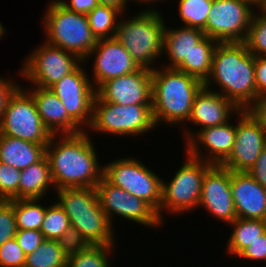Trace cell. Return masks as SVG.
<instances>
[{
	"label": "cell",
	"mask_w": 266,
	"mask_h": 267,
	"mask_svg": "<svg viewBox=\"0 0 266 267\" xmlns=\"http://www.w3.org/2000/svg\"><path fill=\"white\" fill-rule=\"evenodd\" d=\"M85 132L62 134L59 144L54 143L57 136H51L45 148V156L49 162L55 190L96 188L103 178L104 168L98 166L99 159L94 145Z\"/></svg>",
	"instance_id": "6da1fadb"
},
{
	"label": "cell",
	"mask_w": 266,
	"mask_h": 267,
	"mask_svg": "<svg viewBox=\"0 0 266 267\" xmlns=\"http://www.w3.org/2000/svg\"><path fill=\"white\" fill-rule=\"evenodd\" d=\"M196 133H187V154L196 159L205 160L213 165H221L230 155L235 143L236 125H230L229 122L208 128L199 129ZM195 138V139H194ZM199 142V143H198ZM197 144L204 145L209 149V157L202 158L200 147Z\"/></svg>",
	"instance_id": "d6986e66"
},
{
	"label": "cell",
	"mask_w": 266,
	"mask_h": 267,
	"mask_svg": "<svg viewBox=\"0 0 266 267\" xmlns=\"http://www.w3.org/2000/svg\"><path fill=\"white\" fill-rule=\"evenodd\" d=\"M80 62L74 53L44 42L28 56L21 74L36 87L50 88L73 72Z\"/></svg>",
	"instance_id": "8fae6325"
},
{
	"label": "cell",
	"mask_w": 266,
	"mask_h": 267,
	"mask_svg": "<svg viewBox=\"0 0 266 267\" xmlns=\"http://www.w3.org/2000/svg\"><path fill=\"white\" fill-rule=\"evenodd\" d=\"M46 146L0 135V162L20 170L25 169L45 156Z\"/></svg>",
	"instance_id": "603a6c76"
},
{
	"label": "cell",
	"mask_w": 266,
	"mask_h": 267,
	"mask_svg": "<svg viewBox=\"0 0 266 267\" xmlns=\"http://www.w3.org/2000/svg\"><path fill=\"white\" fill-rule=\"evenodd\" d=\"M53 185L51 170L46 156L35 164L21 170L19 199L41 200L47 188Z\"/></svg>",
	"instance_id": "d4e9b609"
},
{
	"label": "cell",
	"mask_w": 266,
	"mask_h": 267,
	"mask_svg": "<svg viewBox=\"0 0 266 267\" xmlns=\"http://www.w3.org/2000/svg\"><path fill=\"white\" fill-rule=\"evenodd\" d=\"M182 28V29H181ZM165 27L163 50L168 53L171 61L166 68H176L185 57H188L194 45L199 43L206 35L203 30L183 26L180 29L170 30Z\"/></svg>",
	"instance_id": "cb8c5ba5"
},
{
	"label": "cell",
	"mask_w": 266,
	"mask_h": 267,
	"mask_svg": "<svg viewBox=\"0 0 266 267\" xmlns=\"http://www.w3.org/2000/svg\"><path fill=\"white\" fill-rule=\"evenodd\" d=\"M231 191L237 218L266 220V187L248 172L231 171Z\"/></svg>",
	"instance_id": "ffe728a7"
},
{
	"label": "cell",
	"mask_w": 266,
	"mask_h": 267,
	"mask_svg": "<svg viewBox=\"0 0 266 267\" xmlns=\"http://www.w3.org/2000/svg\"><path fill=\"white\" fill-rule=\"evenodd\" d=\"M21 170L0 162V200L19 199Z\"/></svg>",
	"instance_id": "e575fe53"
},
{
	"label": "cell",
	"mask_w": 266,
	"mask_h": 267,
	"mask_svg": "<svg viewBox=\"0 0 266 267\" xmlns=\"http://www.w3.org/2000/svg\"><path fill=\"white\" fill-rule=\"evenodd\" d=\"M98 4L117 9L120 13L125 10L127 0H97Z\"/></svg>",
	"instance_id": "bcb514c9"
},
{
	"label": "cell",
	"mask_w": 266,
	"mask_h": 267,
	"mask_svg": "<svg viewBox=\"0 0 266 267\" xmlns=\"http://www.w3.org/2000/svg\"><path fill=\"white\" fill-rule=\"evenodd\" d=\"M242 1H245L253 6L257 5L258 8H261L265 0H242Z\"/></svg>",
	"instance_id": "7dc6e473"
},
{
	"label": "cell",
	"mask_w": 266,
	"mask_h": 267,
	"mask_svg": "<svg viewBox=\"0 0 266 267\" xmlns=\"http://www.w3.org/2000/svg\"><path fill=\"white\" fill-rule=\"evenodd\" d=\"M119 22L115 38L126 48L139 67L153 70V61L165 53V24L159 11L146 9L130 20Z\"/></svg>",
	"instance_id": "5b68a950"
},
{
	"label": "cell",
	"mask_w": 266,
	"mask_h": 267,
	"mask_svg": "<svg viewBox=\"0 0 266 267\" xmlns=\"http://www.w3.org/2000/svg\"><path fill=\"white\" fill-rule=\"evenodd\" d=\"M94 53L97 56L92 81L98 88L107 80L133 73L140 68L115 37L98 39L88 58Z\"/></svg>",
	"instance_id": "ac0fdd59"
},
{
	"label": "cell",
	"mask_w": 266,
	"mask_h": 267,
	"mask_svg": "<svg viewBox=\"0 0 266 267\" xmlns=\"http://www.w3.org/2000/svg\"><path fill=\"white\" fill-rule=\"evenodd\" d=\"M38 199H15L13 209L17 229L40 230L46 207L38 205Z\"/></svg>",
	"instance_id": "f546056e"
},
{
	"label": "cell",
	"mask_w": 266,
	"mask_h": 267,
	"mask_svg": "<svg viewBox=\"0 0 266 267\" xmlns=\"http://www.w3.org/2000/svg\"><path fill=\"white\" fill-rule=\"evenodd\" d=\"M15 239L25 255L35 249L45 240L40 230L17 229Z\"/></svg>",
	"instance_id": "f35d334b"
},
{
	"label": "cell",
	"mask_w": 266,
	"mask_h": 267,
	"mask_svg": "<svg viewBox=\"0 0 266 267\" xmlns=\"http://www.w3.org/2000/svg\"><path fill=\"white\" fill-rule=\"evenodd\" d=\"M254 77L258 100L266 96V56H255Z\"/></svg>",
	"instance_id": "60d3db41"
},
{
	"label": "cell",
	"mask_w": 266,
	"mask_h": 267,
	"mask_svg": "<svg viewBox=\"0 0 266 267\" xmlns=\"http://www.w3.org/2000/svg\"><path fill=\"white\" fill-rule=\"evenodd\" d=\"M187 157L169 184L162 181V200L157 212L161 221L164 208L177 214L198 207L204 176L213 164L189 154Z\"/></svg>",
	"instance_id": "ba28073f"
},
{
	"label": "cell",
	"mask_w": 266,
	"mask_h": 267,
	"mask_svg": "<svg viewBox=\"0 0 266 267\" xmlns=\"http://www.w3.org/2000/svg\"><path fill=\"white\" fill-rule=\"evenodd\" d=\"M260 11L254 14L244 43L255 56H266V12Z\"/></svg>",
	"instance_id": "836d02e7"
},
{
	"label": "cell",
	"mask_w": 266,
	"mask_h": 267,
	"mask_svg": "<svg viewBox=\"0 0 266 267\" xmlns=\"http://www.w3.org/2000/svg\"><path fill=\"white\" fill-rule=\"evenodd\" d=\"M178 2V15L184 22V26L201 29L205 33L213 0H179Z\"/></svg>",
	"instance_id": "4dcf8cb0"
},
{
	"label": "cell",
	"mask_w": 266,
	"mask_h": 267,
	"mask_svg": "<svg viewBox=\"0 0 266 267\" xmlns=\"http://www.w3.org/2000/svg\"><path fill=\"white\" fill-rule=\"evenodd\" d=\"M24 267H67V257L56 240L45 239L26 255Z\"/></svg>",
	"instance_id": "83f0119b"
},
{
	"label": "cell",
	"mask_w": 266,
	"mask_h": 267,
	"mask_svg": "<svg viewBox=\"0 0 266 267\" xmlns=\"http://www.w3.org/2000/svg\"><path fill=\"white\" fill-rule=\"evenodd\" d=\"M242 0H213L205 35L218 42H244L254 12Z\"/></svg>",
	"instance_id": "7c38bea8"
},
{
	"label": "cell",
	"mask_w": 266,
	"mask_h": 267,
	"mask_svg": "<svg viewBox=\"0 0 266 267\" xmlns=\"http://www.w3.org/2000/svg\"><path fill=\"white\" fill-rule=\"evenodd\" d=\"M101 208L112 224V217L118 214L146 227H156L161 221L157 211L144 200L124 189L109 183L104 177L96 186Z\"/></svg>",
	"instance_id": "9a60e30c"
},
{
	"label": "cell",
	"mask_w": 266,
	"mask_h": 267,
	"mask_svg": "<svg viewBox=\"0 0 266 267\" xmlns=\"http://www.w3.org/2000/svg\"><path fill=\"white\" fill-rule=\"evenodd\" d=\"M87 77L85 70L79 65L73 72L49 88L61 100L68 115L80 127L84 124L90 127L93 118L96 88Z\"/></svg>",
	"instance_id": "5bb4252c"
},
{
	"label": "cell",
	"mask_w": 266,
	"mask_h": 267,
	"mask_svg": "<svg viewBox=\"0 0 266 267\" xmlns=\"http://www.w3.org/2000/svg\"><path fill=\"white\" fill-rule=\"evenodd\" d=\"M217 44L218 41L205 36L194 45L188 57H185L175 69L194 76L204 83L210 75L213 54Z\"/></svg>",
	"instance_id": "484cf974"
},
{
	"label": "cell",
	"mask_w": 266,
	"mask_h": 267,
	"mask_svg": "<svg viewBox=\"0 0 266 267\" xmlns=\"http://www.w3.org/2000/svg\"><path fill=\"white\" fill-rule=\"evenodd\" d=\"M3 78L4 77H0V120L3 117L4 111L7 108V104L11 96L20 87L18 84L16 85L14 82Z\"/></svg>",
	"instance_id": "b9f144b4"
},
{
	"label": "cell",
	"mask_w": 266,
	"mask_h": 267,
	"mask_svg": "<svg viewBox=\"0 0 266 267\" xmlns=\"http://www.w3.org/2000/svg\"><path fill=\"white\" fill-rule=\"evenodd\" d=\"M119 15L117 9L100 4L87 14L92 34L97 40L115 37L118 24L116 18Z\"/></svg>",
	"instance_id": "f1b7e54d"
},
{
	"label": "cell",
	"mask_w": 266,
	"mask_h": 267,
	"mask_svg": "<svg viewBox=\"0 0 266 267\" xmlns=\"http://www.w3.org/2000/svg\"><path fill=\"white\" fill-rule=\"evenodd\" d=\"M4 32H5L4 26L0 22V38L3 36V34H5Z\"/></svg>",
	"instance_id": "c3c4849f"
},
{
	"label": "cell",
	"mask_w": 266,
	"mask_h": 267,
	"mask_svg": "<svg viewBox=\"0 0 266 267\" xmlns=\"http://www.w3.org/2000/svg\"><path fill=\"white\" fill-rule=\"evenodd\" d=\"M17 232L13 200H0V246L15 238Z\"/></svg>",
	"instance_id": "8d00e7d4"
},
{
	"label": "cell",
	"mask_w": 266,
	"mask_h": 267,
	"mask_svg": "<svg viewBox=\"0 0 266 267\" xmlns=\"http://www.w3.org/2000/svg\"><path fill=\"white\" fill-rule=\"evenodd\" d=\"M152 69L137 71L104 82L96 94L106 102L119 105L151 104Z\"/></svg>",
	"instance_id": "2e32d148"
},
{
	"label": "cell",
	"mask_w": 266,
	"mask_h": 267,
	"mask_svg": "<svg viewBox=\"0 0 266 267\" xmlns=\"http://www.w3.org/2000/svg\"><path fill=\"white\" fill-rule=\"evenodd\" d=\"M237 256L257 261L262 259L266 262V232L243 249Z\"/></svg>",
	"instance_id": "ab89813d"
},
{
	"label": "cell",
	"mask_w": 266,
	"mask_h": 267,
	"mask_svg": "<svg viewBox=\"0 0 266 267\" xmlns=\"http://www.w3.org/2000/svg\"><path fill=\"white\" fill-rule=\"evenodd\" d=\"M56 241L67 258L80 253L90 246L82 233L73 226H70Z\"/></svg>",
	"instance_id": "d590c367"
},
{
	"label": "cell",
	"mask_w": 266,
	"mask_h": 267,
	"mask_svg": "<svg viewBox=\"0 0 266 267\" xmlns=\"http://www.w3.org/2000/svg\"><path fill=\"white\" fill-rule=\"evenodd\" d=\"M44 16L46 42L77 55L82 61L96 45L87 15L67 9L59 0L49 4Z\"/></svg>",
	"instance_id": "8992f818"
},
{
	"label": "cell",
	"mask_w": 266,
	"mask_h": 267,
	"mask_svg": "<svg viewBox=\"0 0 266 267\" xmlns=\"http://www.w3.org/2000/svg\"><path fill=\"white\" fill-rule=\"evenodd\" d=\"M151 104L119 105L103 101L97 94L89 129L115 135H137L155 127Z\"/></svg>",
	"instance_id": "52a82bcc"
},
{
	"label": "cell",
	"mask_w": 266,
	"mask_h": 267,
	"mask_svg": "<svg viewBox=\"0 0 266 267\" xmlns=\"http://www.w3.org/2000/svg\"><path fill=\"white\" fill-rule=\"evenodd\" d=\"M235 143L221 166L235 172H247L266 147V130L249 110H239Z\"/></svg>",
	"instance_id": "4fadbf2b"
},
{
	"label": "cell",
	"mask_w": 266,
	"mask_h": 267,
	"mask_svg": "<svg viewBox=\"0 0 266 267\" xmlns=\"http://www.w3.org/2000/svg\"><path fill=\"white\" fill-rule=\"evenodd\" d=\"M233 110L236 113L240 109L219 91L203 86L195 96L188 121L201 125L202 129L219 126L228 122Z\"/></svg>",
	"instance_id": "44dd1931"
},
{
	"label": "cell",
	"mask_w": 266,
	"mask_h": 267,
	"mask_svg": "<svg viewBox=\"0 0 266 267\" xmlns=\"http://www.w3.org/2000/svg\"><path fill=\"white\" fill-rule=\"evenodd\" d=\"M260 10L265 11L266 12V0L264 1L262 7L260 8Z\"/></svg>",
	"instance_id": "f907efd6"
},
{
	"label": "cell",
	"mask_w": 266,
	"mask_h": 267,
	"mask_svg": "<svg viewBox=\"0 0 266 267\" xmlns=\"http://www.w3.org/2000/svg\"><path fill=\"white\" fill-rule=\"evenodd\" d=\"M26 255L15 238L0 246V267H24Z\"/></svg>",
	"instance_id": "74e56055"
},
{
	"label": "cell",
	"mask_w": 266,
	"mask_h": 267,
	"mask_svg": "<svg viewBox=\"0 0 266 267\" xmlns=\"http://www.w3.org/2000/svg\"><path fill=\"white\" fill-rule=\"evenodd\" d=\"M70 226L69 217L58 203L55 202L50 207H46L44 219L40 227L44 239L57 240Z\"/></svg>",
	"instance_id": "1f68e13d"
},
{
	"label": "cell",
	"mask_w": 266,
	"mask_h": 267,
	"mask_svg": "<svg viewBox=\"0 0 266 267\" xmlns=\"http://www.w3.org/2000/svg\"><path fill=\"white\" fill-rule=\"evenodd\" d=\"M103 177L112 185L150 204L157 212L162 200V181L141 161L124 158L104 165Z\"/></svg>",
	"instance_id": "9c48e42d"
},
{
	"label": "cell",
	"mask_w": 266,
	"mask_h": 267,
	"mask_svg": "<svg viewBox=\"0 0 266 267\" xmlns=\"http://www.w3.org/2000/svg\"><path fill=\"white\" fill-rule=\"evenodd\" d=\"M260 185L266 187V147L262 150L256 163L247 171Z\"/></svg>",
	"instance_id": "7bdbcfd3"
},
{
	"label": "cell",
	"mask_w": 266,
	"mask_h": 267,
	"mask_svg": "<svg viewBox=\"0 0 266 267\" xmlns=\"http://www.w3.org/2000/svg\"><path fill=\"white\" fill-rule=\"evenodd\" d=\"M204 83L175 68L152 70L151 105L155 125L188 121L196 94Z\"/></svg>",
	"instance_id": "3957f363"
},
{
	"label": "cell",
	"mask_w": 266,
	"mask_h": 267,
	"mask_svg": "<svg viewBox=\"0 0 266 267\" xmlns=\"http://www.w3.org/2000/svg\"><path fill=\"white\" fill-rule=\"evenodd\" d=\"M28 92L32 95L37 112L51 135H56L57 131L62 132L61 134H76L84 131L68 115L63 103L51 89L35 86Z\"/></svg>",
	"instance_id": "7402d4cb"
},
{
	"label": "cell",
	"mask_w": 266,
	"mask_h": 267,
	"mask_svg": "<svg viewBox=\"0 0 266 267\" xmlns=\"http://www.w3.org/2000/svg\"><path fill=\"white\" fill-rule=\"evenodd\" d=\"M230 225H233L234 230L229 238L227 251L233 256H237L266 232V220L236 218Z\"/></svg>",
	"instance_id": "4316f807"
},
{
	"label": "cell",
	"mask_w": 266,
	"mask_h": 267,
	"mask_svg": "<svg viewBox=\"0 0 266 267\" xmlns=\"http://www.w3.org/2000/svg\"><path fill=\"white\" fill-rule=\"evenodd\" d=\"M56 192V202L69 217L71 226L90 245H114L113 227L101 208L96 188H61Z\"/></svg>",
	"instance_id": "277c9868"
},
{
	"label": "cell",
	"mask_w": 266,
	"mask_h": 267,
	"mask_svg": "<svg viewBox=\"0 0 266 267\" xmlns=\"http://www.w3.org/2000/svg\"><path fill=\"white\" fill-rule=\"evenodd\" d=\"M59 1L67 9L76 12L78 14H84V15H87L89 12L94 10L98 5L97 0H71L69 4L64 0L63 1L59 0Z\"/></svg>",
	"instance_id": "ee69618b"
},
{
	"label": "cell",
	"mask_w": 266,
	"mask_h": 267,
	"mask_svg": "<svg viewBox=\"0 0 266 267\" xmlns=\"http://www.w3.org/2000/svg\"><path fill=\"white\" fill-rule=\"evenodd\" d=\"M254 63L255 55L244 42H218L204 86L210 87L214 80L222 88L220 94L240 110H249L257 101Z\"/></svg>",
	"instance_id": "7a4b0ae2"
},
{
	"label": "cell",
	"mask_w": 266,
	"mask_h": 267,
	"mask_svg": "<svg viewBox=\"0 0 266 267\" xmlns=\"http://www.w3.org/2000/svg\"><path fill=\"white\" fill-rule=\"evenodd\" d=\"M0 135L47 145L51 133L45 128L32 95L18 88L11 96L0 120Z\"/></svg>",
	"instance_id": "30bf717a"
},
{
	"label": "cell",
	"mask_w": 266,
	"mask_h": 267,
	"mask_svg": "<svg viewBox=\"0 0 266 267\" xmlns=\"http://www.w3.org/2000/svg\"><path fill=\"white\" fill-rule=\"evenodd\" d=\"M128 1H129V0H127V2H128ZM136 1H137V0H136ZM138 1H139V2H140V1H141V2H142V1H143V2L146 1L145 3L147 4V3H150V1H151V2H156L157 0H138ZM160 1H161V0H160Z\"/></svg>",
	"instance_id": "681fc988"
},
{
	"label": "cell",
	"mask_w": 266,
	"mask_h": 267,
	"mask_svg": "<svg viewBox=\"0 0 266 267\" xmlns=\"http://www.w3.org/2000/svg\"><path fill=\"white\" fill-rule=\"evenodd\" d=\"M254 117L260 122L261 126L266 130V96L259 98L255 104L249 109Z\"/></svg>",
	"instance_id": "f6af8a7d"
},
{
	"label": "cell",
	"mask_w": 266,
	"mask_h": 267,
	"mask_svg": "<svg viewBox=\"0 0 266 267\" xmlns=\"http://www.w3.org/2000/svg\"><path fill=\"white\" fill-rule=\"evenodd\" d=\"M113 248V245H90L80 253L67 258V267H110L106 253L111 254Z\"/></svg>",
	"instance_id": "d6a6232c"
},
{
	"label": "cell",
	"mask_w": 266,
	"mask_h": 267,
	"mask_svg": "<svg viewBox=\"0 0 266 267\" xmlns=\"http://www.w3.org/2000/svg\"><path fill=\"white\" fill-rule=\"evenodd\" d=\"M199 206H204L213 217H217L222 222H228V224L237 218L231 191L230 169L221 165H213L206 172Z\"/></svg>",
	"instance_id": "e0dca14e"
}]
</instances>
